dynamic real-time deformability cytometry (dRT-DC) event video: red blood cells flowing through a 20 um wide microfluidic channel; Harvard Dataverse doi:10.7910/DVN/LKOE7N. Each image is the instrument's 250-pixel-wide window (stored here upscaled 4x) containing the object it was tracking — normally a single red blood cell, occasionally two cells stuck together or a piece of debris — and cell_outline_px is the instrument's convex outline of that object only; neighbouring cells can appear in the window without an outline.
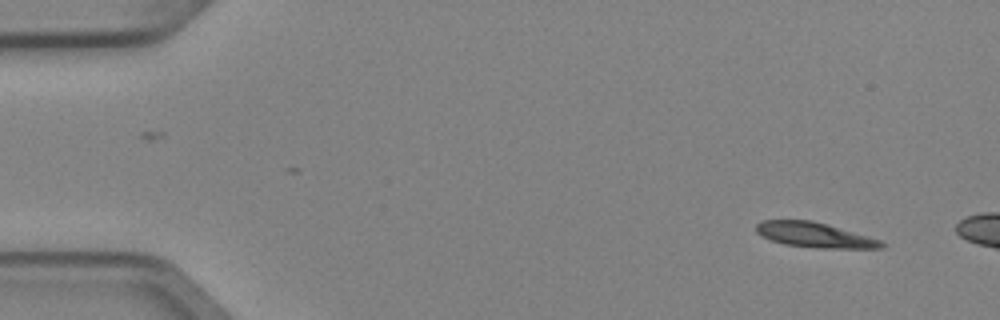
{"species": "Egyptian fruit bat (a non-hibernating species)", "species_latin": "Rousettus aegyptiacus", "temperature_condition": "cold", "stored_images_in_passage": 3, "camera_frame_rate_fps": 3000, "um_per_image_px": 0.085, "animal": {"sex": "female"}, "frame": {"image": 1, "passage_image": 3, "time_ms": 0.667, "image_size_px": [1000, 320], "cell_outline_px": [[888, 244], [880, 248], [820, 248], [784, 244], [772, 240], [756, 232], [756, 224], [760, 220], [812, 220], [828, 224], [868, 236], [880, 240]], "centroid_in_image_um": [69.25, 19.96], "position_along_channel_um": 15.8, "area_um2": 18.15}}